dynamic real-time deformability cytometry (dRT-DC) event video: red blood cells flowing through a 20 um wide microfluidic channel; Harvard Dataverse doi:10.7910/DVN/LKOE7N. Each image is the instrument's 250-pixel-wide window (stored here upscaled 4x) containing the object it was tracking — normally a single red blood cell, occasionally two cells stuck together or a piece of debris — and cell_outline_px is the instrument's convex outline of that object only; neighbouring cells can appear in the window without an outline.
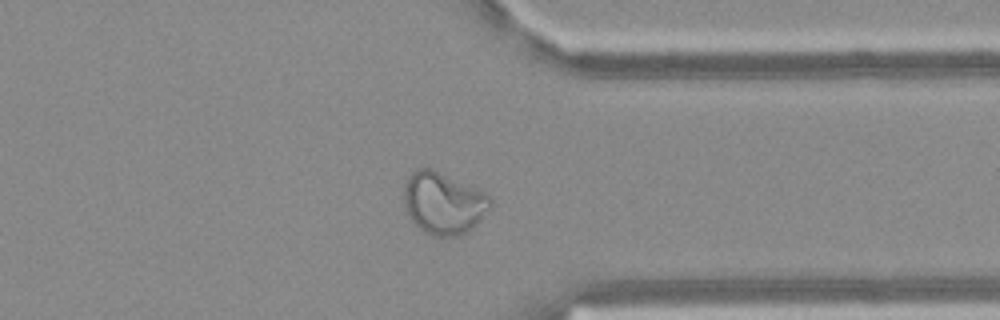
{"species": "Egyptian fruit bat (a non-hibernating species)", "species_latin": "Rousettus aegyptiacus", "temperature_condition": "warm", "stored_images_in_passage": 52, "camera_frame_rate_fps": 3000, "um_per_image_px": 0.085, "frame": {"image": 1, "passage_image": 40, "time_ms": 13.0, "image_size_px": [1000, 320], "cell_outline_px": [[492, 208], [472, 228], [456, 236], [432, 236], [424, 232], [412, 220], [408, 212], [404, 200], [404, 184], [408, 176], [412, 172], [420, 168], [432, 168], [476, 188], [484, 192], [492, 200]], "centroid_in_image_um": [37.7, 17.26], "position_along_channel_um": 373.7, "area_um2": 31.04}}
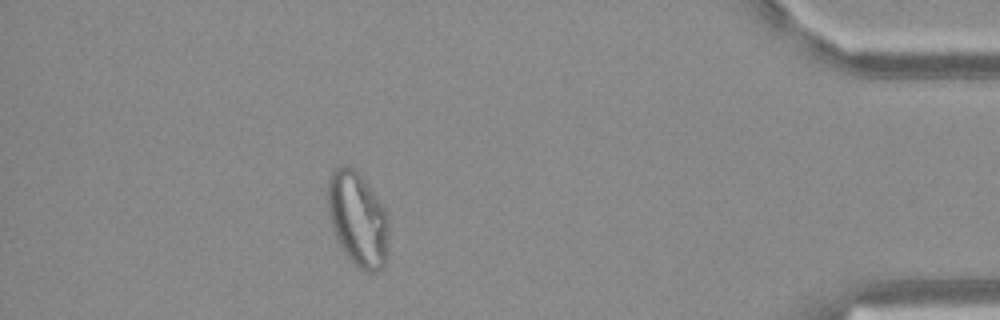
{"frame": {"image": 2, "passage_image": 46, "time_ms": 15.0, "image_size_px": [1000, 320], "cell_outline_px": [[388, 244], [384, 264], [376, 272], [364, 272], [344, 252], [332, 228], [328, 216], [328, 180], [332, 172], [336, 168], [348, 164], [364, 180], [384, 208], [388, 216]], "centroid_in_image_um": [30.4, 18.63], "position_along_channel_um": 404.8, "area_um2": 33.06}}